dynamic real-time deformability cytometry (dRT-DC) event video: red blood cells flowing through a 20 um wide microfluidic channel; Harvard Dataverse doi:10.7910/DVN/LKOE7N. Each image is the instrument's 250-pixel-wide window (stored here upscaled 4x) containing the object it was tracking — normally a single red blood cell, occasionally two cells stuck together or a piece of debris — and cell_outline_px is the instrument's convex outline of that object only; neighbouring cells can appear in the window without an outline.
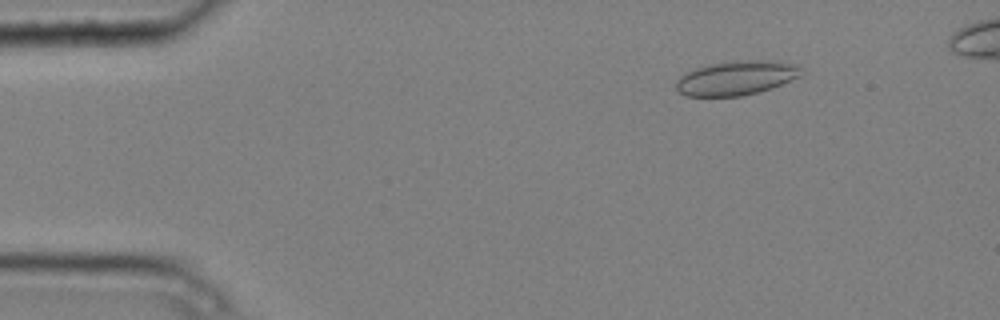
{"species": "common noctule bat (a hibernating species)", "species_latin": "Nyctalus noctula", "temperature_condition": "cold", "stored_images_in_passage": 5, "camera_frame_rate_fps": 3000, "um_per_image_px": 0.085, "animal": {"sex": "male", "body_mass_g": 20.4}, "frame": {"image": 1, "passage_image": 2, "time_ms": 0.333, "image_size_px": [1000, 320], "cell_outline_px": [[800, 76], [772, 88], [740, 96], [688, 96], [680, 92], [676, 88], [676, 80], [680, 76], [696, 68], [708, 64], [740, 60], [776, 60], [800, 64]], "centroid_in_image_um": [62.61, 6.61], "position_along_channel_um": 22.4, "area_um2": 24.97}}